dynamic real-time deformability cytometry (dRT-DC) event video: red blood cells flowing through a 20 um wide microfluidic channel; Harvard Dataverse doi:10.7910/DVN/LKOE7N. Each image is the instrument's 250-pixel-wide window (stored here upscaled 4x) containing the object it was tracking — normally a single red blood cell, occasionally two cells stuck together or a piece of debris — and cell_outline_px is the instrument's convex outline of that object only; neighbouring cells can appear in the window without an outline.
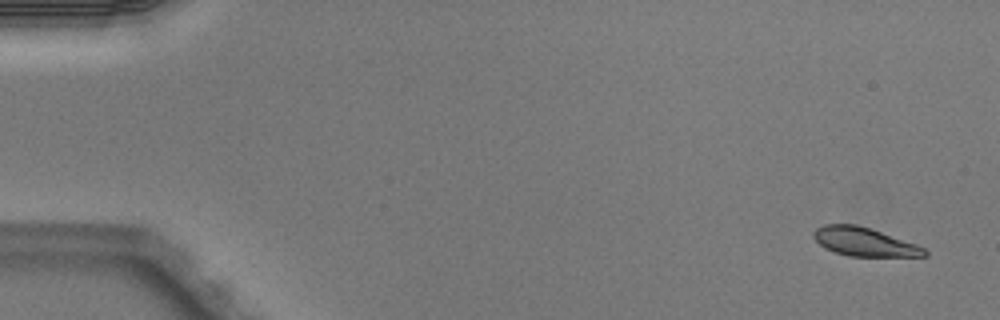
{"species": "Egyptian fruit bat (a non-hibernating species)", "species_latin": "Rousettus aegyptiacus", "temperature_condition": "warm", "stored_images_in_passage": 6, "camera_frame_rate_fps": 3000, "um_per_image_px": 0.085, "animal": {"sex": "male"}, "frame": {"image": 1, "passage_image": 1, "time_ms": 0.0, "image_size_px": [1000, 320], "cell_outline_px": [[928, 256], [848, 256], [824, 248], [812, 236], [812, 232], [816, 228], [824, 224], [856, 224], [916, 244], [924, 248], [928, 252]], "centroid_in_image_um": [73.43, 20.55], "position_along_channel_um": 11.6, "area_um2": 18.26}}
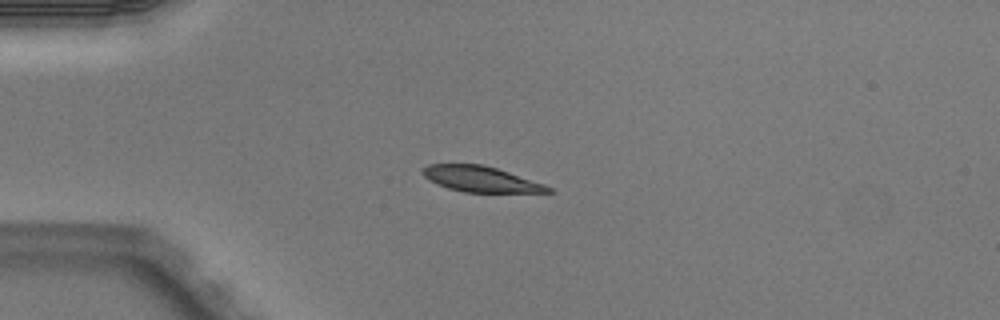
{"frame": {"image": 2, "passage_image": 4, "time_ms": 1.0, "image_size_px": [1000, 320], "cell_outline_px": [[556, 192], [464, 192], [448, 188], [428, 180], [420, 172], [420, 168], [428, 164], [480, 164], [496, 168], [544, 184], [552, 188]], "centroid_in_image_um": [40.81, 15.22], "position_along_channel_um": 44.2, "area_um2": 18.67}}
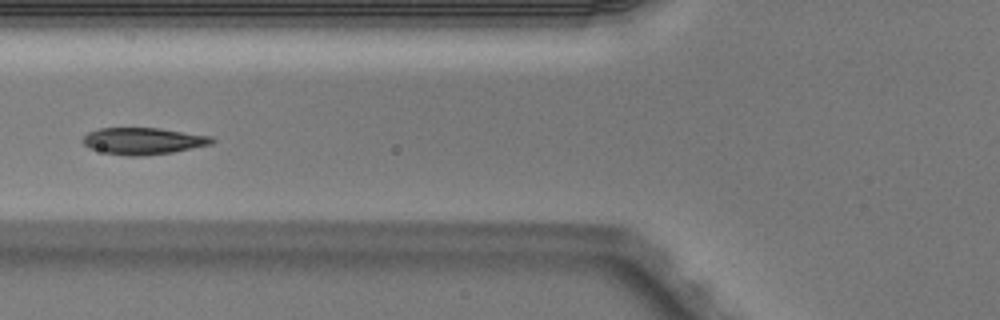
{"frame": {"image": 3, "passage_image": 6, "time_ms": 1.667, "image_size_px": [1000, 320], "cell_outline_px": [[216, 140], [212, 144], [172, 152], [144, 156], [128, 156], [104, 152], [88, 148], [80, 140], [88, 132], [100, 128], [160, 128], [212, 136]], "centroid_in_image_um": [12.17, 11.98], "position_along_channel_um": 113.6, "area_um2": 20.23}}